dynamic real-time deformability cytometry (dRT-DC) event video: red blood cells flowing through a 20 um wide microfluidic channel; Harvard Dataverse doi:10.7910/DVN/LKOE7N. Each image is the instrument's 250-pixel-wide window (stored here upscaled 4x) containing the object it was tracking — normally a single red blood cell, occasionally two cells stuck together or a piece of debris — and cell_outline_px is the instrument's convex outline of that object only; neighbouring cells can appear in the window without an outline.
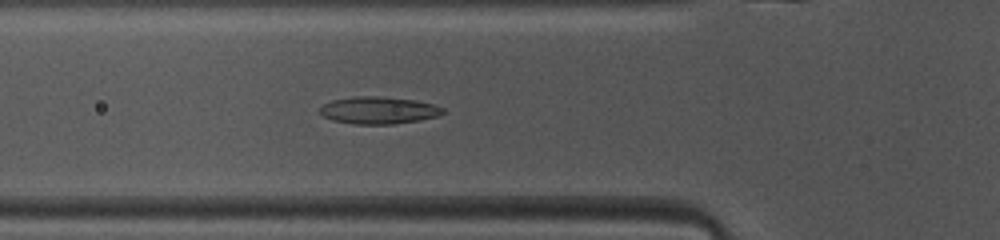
{"species": "common noctule bat (a hibernating species)", "species_latin": "Nyctalus noctula", "temperature_condition": "warm", "stored_images_in_passage": 41, "camera_frame_rate_fps": 3000, "um_per_image_px": 0.085, "animal": {"sex": "female", "body_mass_g": 10.0, "forearm_length_mm": 53.1}, "frame": {"image": 1, "passage_image": 9, "time_ms": 2.667, "image_size_px": [1000, 240], "cell_outline_px": [[444, 112], [440, 116], [420, 120], [392, 124], [352, 124], [332, 120], [324, 116], [320, 112], [320, 108], [324, 104], [332, 100], [356, 96], [380, 96], [416, 100], [432, 104], [444, 108]], "centroid_in_image_um": [32.2, 9.37], "position_along_channel_um": 93.6, "area_um2": 19.54}}
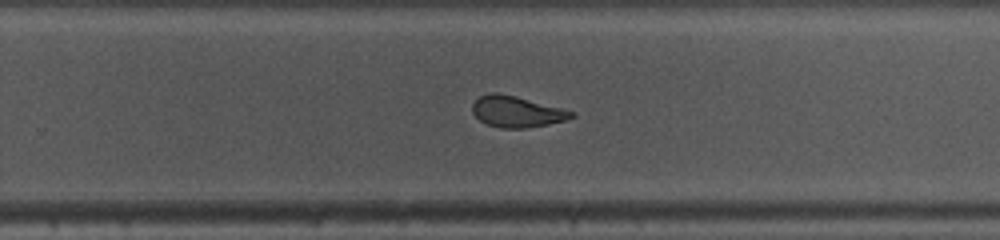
{"frame": {"image": 2, "passage_image": 23, "time_ms": 7.333, "image_size_px": [1000, 240], "cell_outline_px": [[576, 116], [568, 120], [528, 128], [500, 128], [488, 124], [480, 120], [472, 112], [472, 104], [480, 96], [492, 92], [496, 92], [516, 96], [560, 108], [572, 112]], "centroid_in_image_um": [43.91, 9.5], "position_along_channel_um": 285.9, "area_um2": 17.8}}
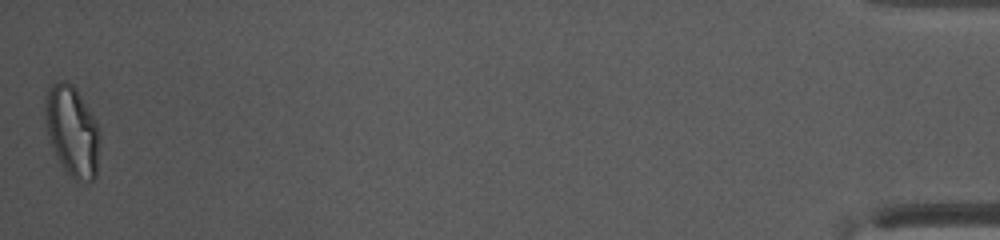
{"frame": {"image": 3, "passage_image": 41, "time_ms": 13.333, "image_size_px": [1000, 240], "cell_outline_px": [[100, 140], [96, 176], [88, 184], [76, 180], [64, 168], [48, 140], [44, 116], [44, 100], [48, 88], [56, 80], [68, 80], [76, 88], [92, 116], [96, 124], [100, 136]], "centroid_in_image_um": [6.11, 11.12], "position_along_channel_um": 429.1, "area_um2": 28.96}, "authors_computed_cell_mechanics": {"area_um2": 19.7676, "velocity_mm_per_s": 4.1112, "shape_relaxation_time_tau1_ms": 6.8075, "shape_relaxation_time_tau2_ms": 1.1367, "deformation_change_tau1": 0.1887, "deformation_change_tau2": 0.0832}}